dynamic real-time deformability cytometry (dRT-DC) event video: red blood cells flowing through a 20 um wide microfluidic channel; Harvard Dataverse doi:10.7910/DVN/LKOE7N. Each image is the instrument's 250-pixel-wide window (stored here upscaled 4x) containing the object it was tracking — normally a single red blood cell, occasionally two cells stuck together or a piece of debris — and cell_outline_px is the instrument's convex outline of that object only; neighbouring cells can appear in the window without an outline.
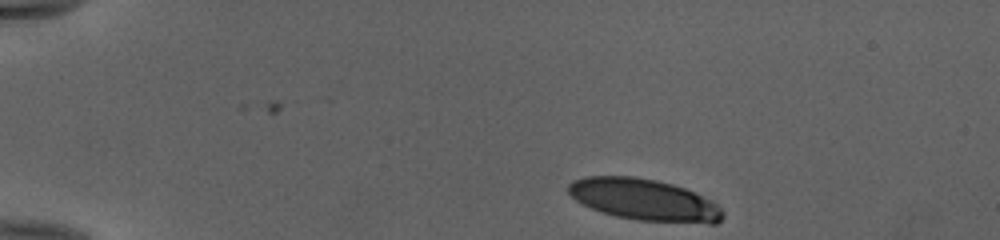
{"species": "human", "species_latin": "Homo sapiens", "temperature_condition": "cold", "stored_images_in_passage": 14, "camera_frame_rate_fps": 3000, "um_per_image_px": 0.085, "donor": {"sex": "female"}, "frame": {"image": 1, "passage_image": 1, "time_ms": 0.0, "image_size_px": [1000, 240], "cell_outline_px": [[724, 216], [716, 224], [708, 224], [636, 220], [616, 216], [592, 208], [576, 200], [568, 192], [568, 184], [572, 180], [588, 176], [632, 176], [656, 180], [672, 184], [684, 188], [712, 200], [724, 212]], "centroid_in_image_um": [54.79, 16.98], "position_along_channel_um": 30.2, "area_um2": 37.4}}
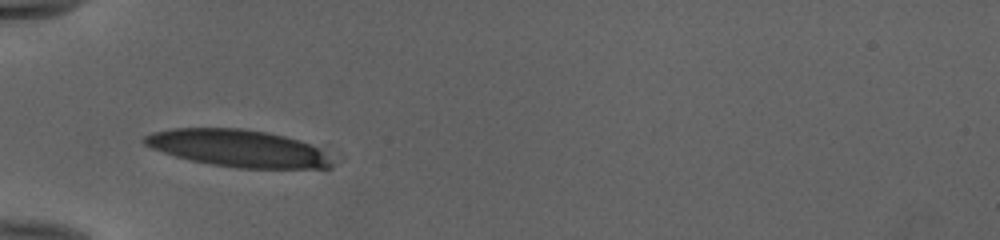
{"frame": {"image": 2, "passage_image": 10, "time_ms": 3.0, "image_size_px": [1000, 240], "cell_outline_px": [[336, 164], [332, 168], [240, 168], [212, 164], [192, 160], [176, 156], [152, 148], [144, 144], [144, 136], [152, 132], [172, 128], [240, 128], [264, 132], [284, 136], [300, 140], [316, 148], [332, 160]], "centroid_in_image_um": [20.22, 12.6], "position_along_channel_um": 64.8, "area_um2": 40.11}}